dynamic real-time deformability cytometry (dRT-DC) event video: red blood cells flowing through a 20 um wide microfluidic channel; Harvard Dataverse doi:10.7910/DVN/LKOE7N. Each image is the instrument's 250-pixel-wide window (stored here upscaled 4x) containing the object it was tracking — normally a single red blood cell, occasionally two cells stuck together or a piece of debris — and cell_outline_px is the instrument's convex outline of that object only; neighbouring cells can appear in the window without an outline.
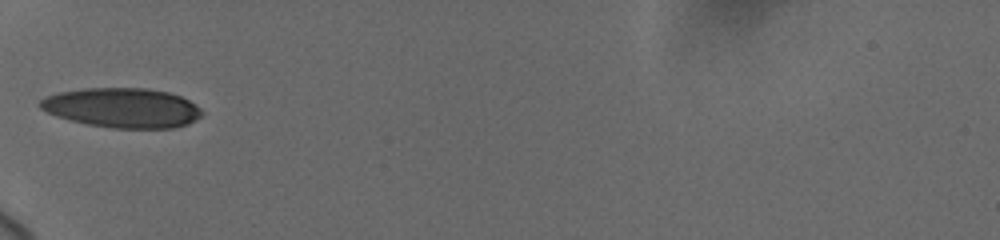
{"species": "human", "species_latin": "Homo sapiens", "temperature_condition": "cold", "stored_images_in_passage": 13, "camera_frame_rate_fps": 3000, "um_per_image_px": 0.085, "donor": {"sex": "female"}, "frame": {"image": 1, "passage_image": 1, "time_ms": 0.0, "image_size_px": [1000, 240], "cell_outline_px": [[204, 112], [196, 120], [188, 124], [172, 128], [112, 128], [88, 124], [56, 116], [40, 108], [40, 100], [44, 96], [60, 92], [84, 88], [148, 88], [168, 92], [180, 96], [196, 104]], "centroid_in_image_um": [10.42, 9.16], "position_along_channel_um": 74.6, "area_um2": 37.4}}
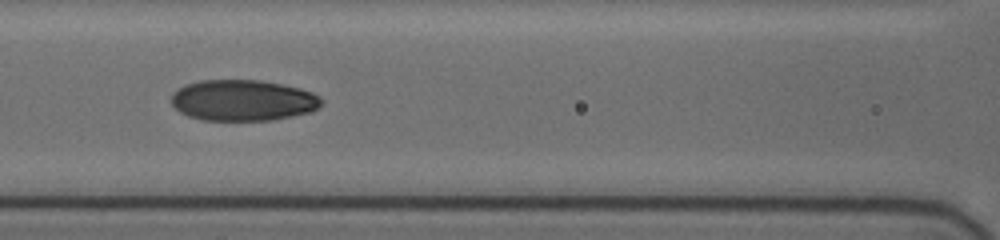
{"frame": {"image": 2, "passage_image": 9, "time_ms": 2.0, "image_size_px": [1000, 240], "cell_outline_px": [[324, 100], [312, 112], [272, 120], [204, 120], [188, 116], [180, 112], [172, 104], [172, 92], [176, 88], [184, 84], [200, 80], [260, 80], [300, 88], [312, 92], [320, 96]], "centroid_in_image_um": [20.63, 8.52], "position_along_channel_um": 146.0, "area_um2": 36.07}}
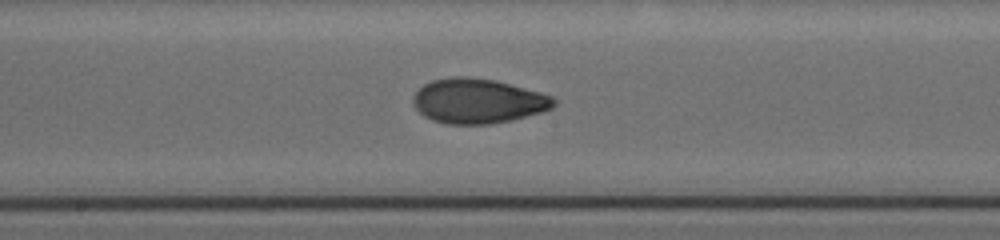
{"frame": {"image": 3, "passage_image": 12, "time_ms": 3.667, "image_size_px": [1000, 240], "cell_outline_px": [[556, 104], [552, 108], [540, 112], [512, 120], [492, 124], [448, 124], [432, 120], [424, 116], [412, 104], [412, 96], [424, 84], [432, 80], [452, 76], [468, 76], [496, 80], [540, 92], [552, 96], [556, 100]], "centroid_in_image_um": [40.61, 8.58], "position_along_channel_um": 207.6, "area_um2": 36.88}}